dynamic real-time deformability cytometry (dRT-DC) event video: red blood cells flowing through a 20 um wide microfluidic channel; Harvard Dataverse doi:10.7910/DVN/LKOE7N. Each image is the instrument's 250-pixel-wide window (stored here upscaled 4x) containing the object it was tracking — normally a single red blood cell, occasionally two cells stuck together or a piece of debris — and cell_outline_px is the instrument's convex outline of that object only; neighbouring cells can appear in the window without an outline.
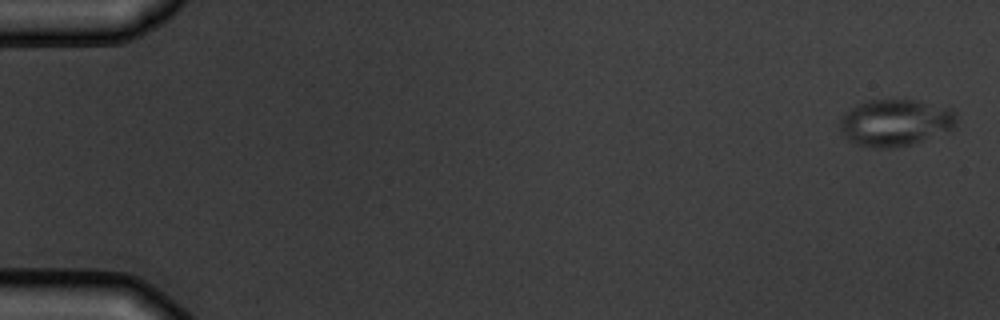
{"species": "common noctule bat (a hibernating species)", "species_latin": "Nyctalus noctula", "temperature_condition": "warm", "stored_images_in_passage": 9, "camera_frame_rate_fps": 3000, "um_per_image_px": 0.085, "animal": {"sex": "male", "body_mass_g": 19.5, "forearm_length_mm": 54.6}, "frame": {"image": 1, "passage_image": 1, "time_ms": 0.0, "image_size_px": [1000, 320], "cell_outline_px": [[956, 124], [952, 128], [912, 144], [896, 148], [876, 148], [856, 144], [848, 140], [840, 128], [840, 116], [864, 100], [916, 100], [948, 108], [956, 112]], "centroid_in_image_um": [76.06, 10.42], "position_along_channel_um": 8.9, "area_um2": 31.56}}